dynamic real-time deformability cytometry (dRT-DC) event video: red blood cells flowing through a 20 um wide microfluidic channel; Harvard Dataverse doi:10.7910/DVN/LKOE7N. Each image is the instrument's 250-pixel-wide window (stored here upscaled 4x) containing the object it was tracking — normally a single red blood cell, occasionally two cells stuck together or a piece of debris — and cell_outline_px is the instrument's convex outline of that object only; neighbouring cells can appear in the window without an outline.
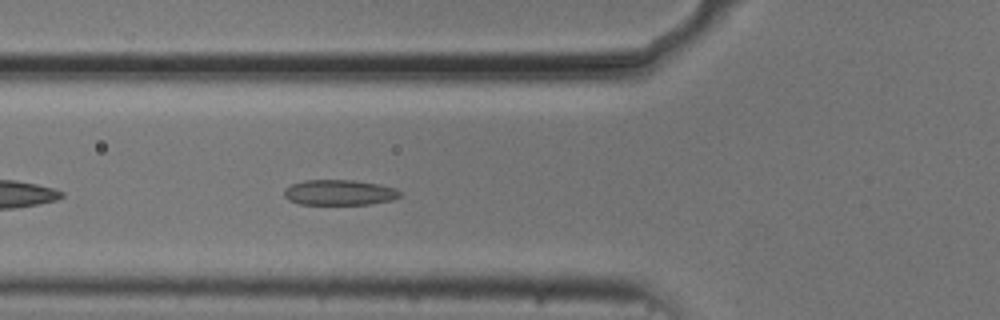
{"species": "common noctule bat (a hibernating species)", "species_latin": "Nyctalus noctula", "temperature_condition": "cold", "stored_images_in_passage": 40, "camera_frame_rate_fps": 3000, "um_per_image_px": 0.085, "animal": {"sex": "male", "body_mass_g": 20.5, "forearm_length_mm": 52.5}, "frame": {"image": 1, "passage_image": 6, "time_ms": 1.667, "image_size_px": [1000, 320], "cell_outline_px": [[400, 196], [392, 200], [372, 204], [300, 204], [288, 200], [284, 196], [284, 188], [292, 184], [304, 180], [356, 180], [380, 184], [396, 188], [400, 192]], "centroid_in_image_um": [28.85, 16.36], "position_along_channel_um": 97.0, "area_um2": 17.28}}
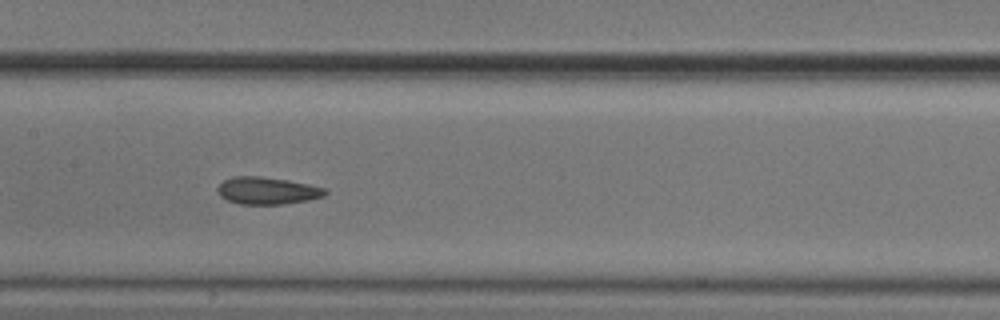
{"frame": {"image": 2, "passage_image": 13, "time_ms": 4.0, "image_size_px": [1000, 320], "cell_outline_px": [[328, 192], [324, 196], [308, 200], [280, 204], [240, 204], [228, 200], [220, 196], [216, 188], [224, 180], [232, 176], [260, 176], [308, 184], [324, 188]], "centroid_in_image_um": [22.68, 16.2], "position_along_channel_um": 184.7, "area_um2": 16.88}}
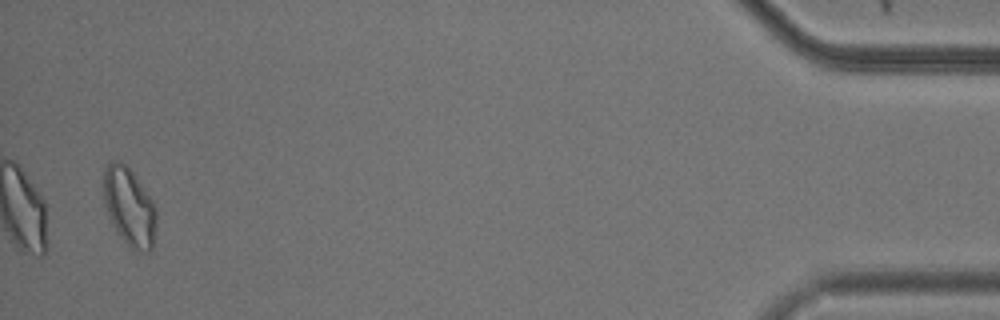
{"frame": {"image": 3, "passage_image": 39, "time_ms": 12.667, "image_size_px": [1000, 320], "cell_outline_px": [[156, 228], [152, 248], [148, 252], [144, 252], [132, 248], [116, 232], [104, 204], [104, 168], [112, 160], [120, 160], [132, 172], [152, 200], [156, 208]], "centroid_in_image_um": [10.99, 17.58], "position_along_channel_um": 424.2, "area_um2": 23.81}, "authors_computed_cell_mechanics": {"area_um2": 17.2244, "velocity_mm_per_s": 3.7305, "shape_relaxation_time_tau1_ms": 3.9065, "shape_relaxation_time_tau2_ms": 4.3794, "deformation_change_tau1": 0.0901, "deformation_change_tau2": 0.0803}}